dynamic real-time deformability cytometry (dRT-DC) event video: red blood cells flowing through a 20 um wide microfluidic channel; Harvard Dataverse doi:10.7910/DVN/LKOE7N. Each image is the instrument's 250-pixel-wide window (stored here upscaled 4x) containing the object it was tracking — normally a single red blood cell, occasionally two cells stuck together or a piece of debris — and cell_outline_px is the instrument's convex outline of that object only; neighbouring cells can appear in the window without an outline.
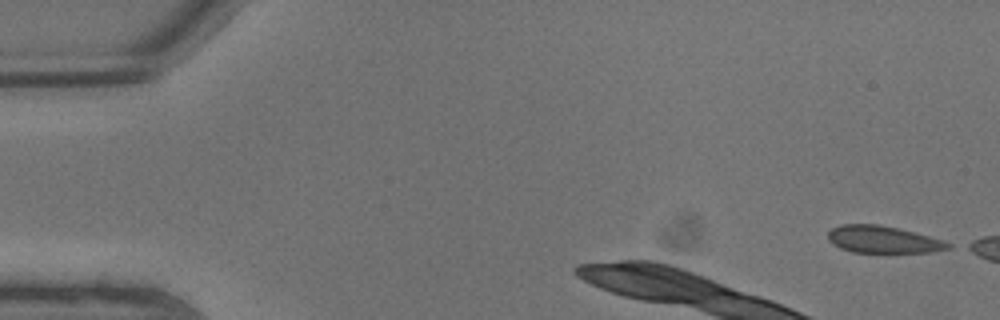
{"species": "common noctule bat (a hibernating species)", "species_latin": "Nyctalus noctula", "temperature_condition": "warm", "stored_images_in_passage": 3, "camera_frame_rate_fps": 3000, "um_per_image_px": 0.085, "animal": {"sex": "male", "body_mass_g": 13.3}, "frame": {"image": 1, "passage_image": 1, "time_ms": 0.0, "image_size_px": [1000, 320], "cell_outline_px": [[952, 248], [932, 252], [852, 252], [840, 248], [832, 244], [828, 240], [828, 232], [832, 228], [840, 224], [880, 224], [900, 228], [944, 240], [952, 244]], "centroid_in_image_um": [75.06, 20.35], "position_along_channel_um": 9.9, "area_um2": 19.19}}